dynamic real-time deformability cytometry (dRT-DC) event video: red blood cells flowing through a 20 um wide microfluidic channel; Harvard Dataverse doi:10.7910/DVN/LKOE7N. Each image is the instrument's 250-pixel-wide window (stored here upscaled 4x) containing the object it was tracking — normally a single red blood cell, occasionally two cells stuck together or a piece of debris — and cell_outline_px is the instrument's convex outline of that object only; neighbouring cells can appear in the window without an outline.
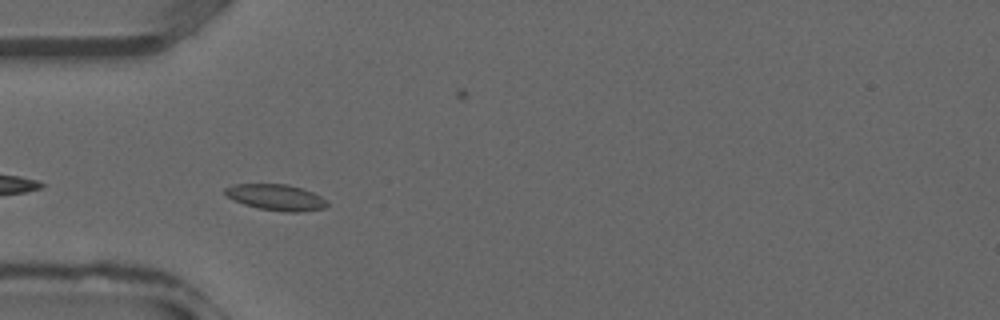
{"species": "common noctule bat (a hibernating species)", "species_latin": "Nyctalus noctula", "temperature_condition": "warm", "stored_images_in_passage": 25, "camera_frame_rate_fps": 3000, "um_per_image_px": 0.085, "animal": {"sex": "male", "forearm_length_mm": 52.5}, "frame": {"image": 1, "passage_image": 4, "time_ms": 1.0, "image_size_px": [1000, 320], "cell_outline_px": [[328, 204], [324, 208], [300, 212], [284, 212], [260, 208], [244, 204], [232, 200], [224, 192], [224, 188], [236, 184], [288, 184], [312, 192], [320, 196]], "centroid_in_image_um": [23.44, 16.77], "position_along_channel_um": 61.6, "area_um2": 15.32}}
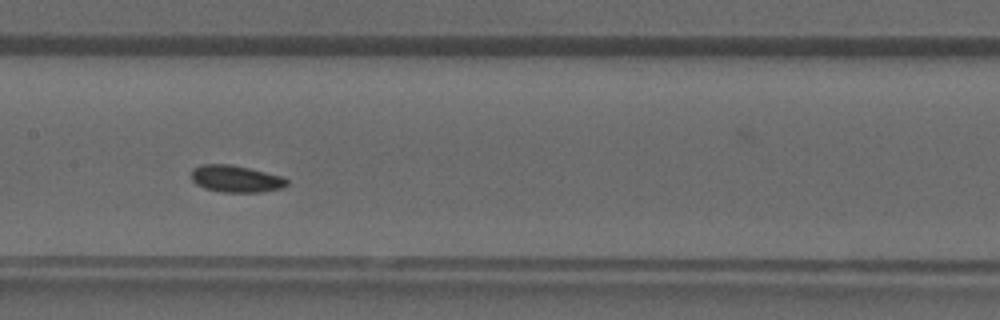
{"frame": {"image": 2, "passage_image": 11, "time_ms": 3.333, "image_size_px": [1000, 320], "cell_outline_px": [[288, 184], [284, 188], [260, 192], [224, 192], [204, 188], [196, 184], [192, 180], [192, 168], [200, 164], [232, 164], [284, 176], [288, 180]], "centroid_in_image_um": [20.07, 15.19], "position_along_channel_um": 187.3, "area_um2": 15.2}}
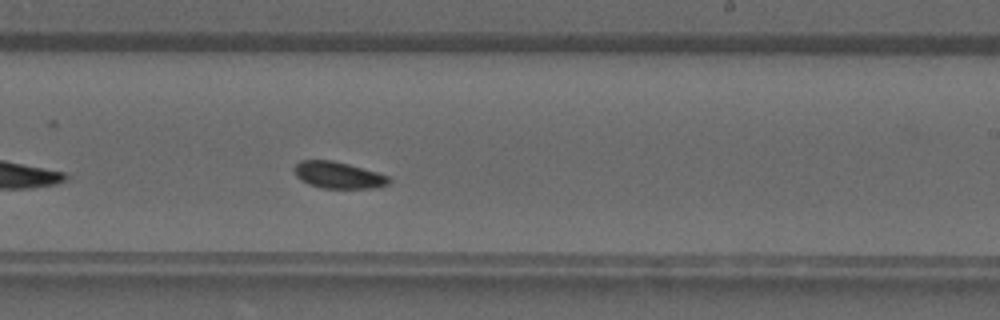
{"frame": {"image": 3, "passage_image": 15, "time_ms": 4.667, "image_size_px": [1000, 320], "cell_outline_px": [[392, 180], [388, 184], [376, 188], [320, 188], [308, 184], [296, 176], [292, 168], [300, 160], [332, 160], [348, 164], [376, 172], [388, 176]], "centroid_in_image_um": [28.73, 14.89], "position_along_channel_um": 260.3, "area_um2": 14.74}}